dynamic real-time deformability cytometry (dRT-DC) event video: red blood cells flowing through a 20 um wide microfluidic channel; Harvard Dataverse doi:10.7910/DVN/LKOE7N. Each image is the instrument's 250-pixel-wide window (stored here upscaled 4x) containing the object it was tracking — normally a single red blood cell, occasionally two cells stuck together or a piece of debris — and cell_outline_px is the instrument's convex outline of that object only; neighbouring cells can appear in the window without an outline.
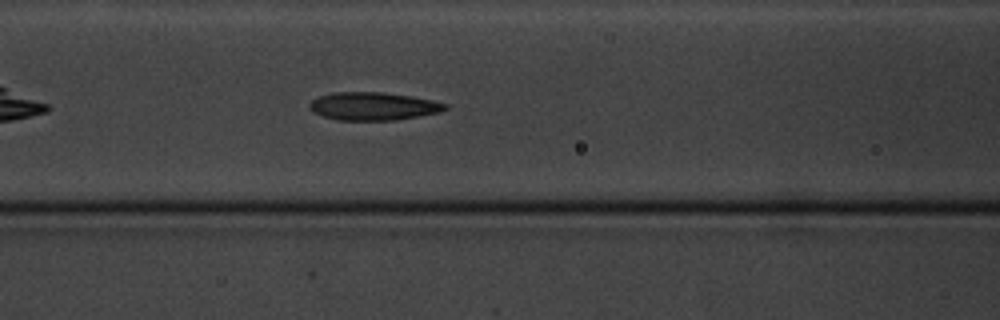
{"species": "common noctule bat (a hibernating species)", "species_latin": "Nyctalus noctula", "temperature_condition": "cold", "stored_images_in_passage": 7, "camera_frame_rate_fps": 3000, "um_per_image_px": 0.085, "animal": {"sex": "male", "body_mass_g": 20.1, "forearm_length_mm": 53.5}, "frame": {"image": 1, "passage_image": 7, "time_ms": 8.667, "image_size_px": [1000, 320], "cell_outline_px": [[448, 108], [440, 112], [396, 120], [336, 120], [312, 112], [308, 108], [308, 104], [312, 100], [320, 96], [332, 92], [380, 92], [412, 96], [432, 100], [448, 104]], "centroid_in_image_um": [31.71, 9.03], "position_along_channel_um": 134.9, "area_um2": 22.2}}